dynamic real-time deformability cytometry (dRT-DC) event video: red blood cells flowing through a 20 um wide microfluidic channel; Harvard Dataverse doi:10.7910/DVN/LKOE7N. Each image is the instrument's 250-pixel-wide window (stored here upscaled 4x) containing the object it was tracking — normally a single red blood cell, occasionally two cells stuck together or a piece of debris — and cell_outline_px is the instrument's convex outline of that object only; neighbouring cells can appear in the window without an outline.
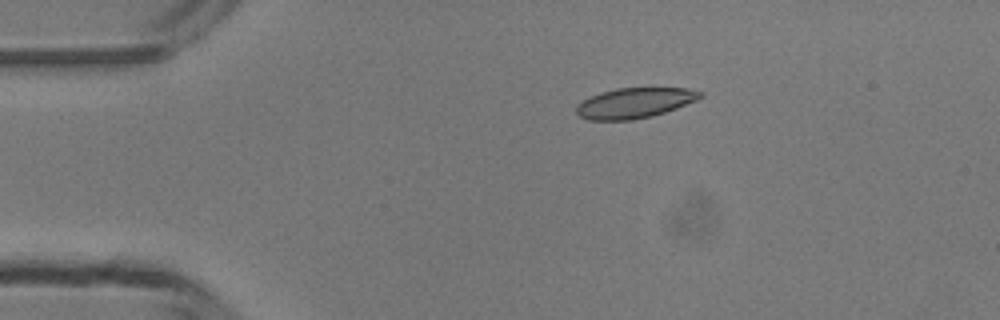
{"species": "common noctule bat (a hibernating species)", "species_latin": "Nyctalus noctula", "temperature_condition": "room temperature", "stored_images_in_passage": 4, "camera_frame_rate_fps": 3000, "um_per_image_px": 0.085, "animal": {"sex": "male", "body_mass_g": 13.3}, "frame": {"image": 1, "passage_image": 3, "time_ms": 2.333, "image_size_px": [1000, 320], "cell_outline_px": [[704, 96], [696, 100], [676, 108], [652, 116], [632, 120], [588, 120], [580, 116], [576, 112], [576, 104], [600, 92], [616, 88], [688, 88], [704, 92]], "centroid_in_image_um": [53.95, 8.75], "position_along_channel_um": 31.1, "area_um2": 21.85}}